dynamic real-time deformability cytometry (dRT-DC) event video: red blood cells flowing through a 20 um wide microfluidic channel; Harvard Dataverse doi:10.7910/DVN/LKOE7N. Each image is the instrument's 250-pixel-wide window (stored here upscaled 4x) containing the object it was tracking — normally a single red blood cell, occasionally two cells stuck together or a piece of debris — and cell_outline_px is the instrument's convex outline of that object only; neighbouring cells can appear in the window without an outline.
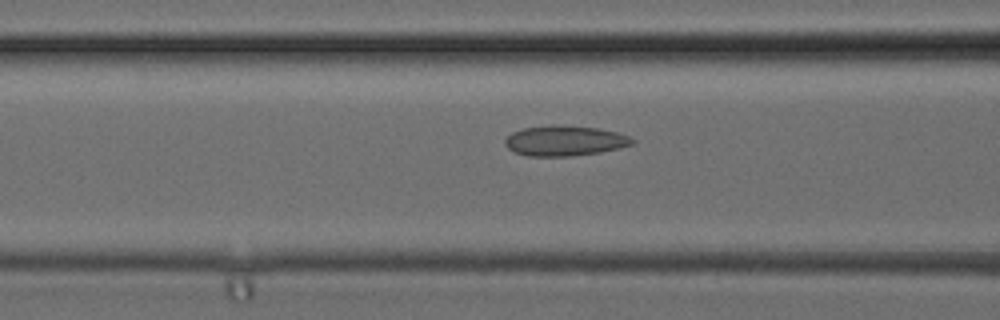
{"species": "common noctule bat (a hibernating species)", "species_latin": "Nyctalus noctula", "temperature_condition": "cold", "stored_images_in_passage": 5, "segment_of_instrument_passage": [2, 2], "camera_frame_rate_fps": 3000, "um_per_image_px": 0.085, "animal": {"sex": "female", "body_mass_g": 24.6, "forearm_length_mm": 56.2}, "frame": {"image": 1, "passage_image": 5, "time_ms": 1.333, "image_size_px": [1000, 320], "cell_outline_px": [[636, 140], [632, 144], [620, 148], [600, 152], [572, 156], [528, 156], [516, 152], [508, 148], [504, 144], [504, 140], [512, 132], [524, 128], [552, 124], [564, 124], [596, 128], [616, 132], [628, 136]], "centroid_in_image_um": [47.99, 11.95], "position_along_channel_um": 118.6, "area_um2": 22.54}}